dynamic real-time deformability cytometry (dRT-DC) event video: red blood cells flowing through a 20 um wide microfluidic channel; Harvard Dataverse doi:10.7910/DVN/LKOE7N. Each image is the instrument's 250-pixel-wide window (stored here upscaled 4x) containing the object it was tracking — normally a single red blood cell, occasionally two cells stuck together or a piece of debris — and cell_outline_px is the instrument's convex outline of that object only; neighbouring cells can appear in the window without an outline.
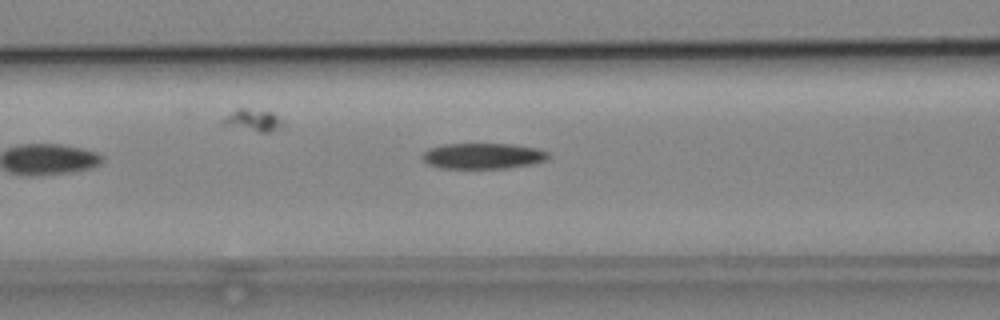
{"species": "common noctule bat (a hibernating species)", "species_latin": "Nyctalus noctula", "temperature_condition": "cold", "stored_images_in_passage": 10, "camera_frame_rate_fps": 3000, "um_per_image_px": 0.085, "animal": {"sex": "male", "body_mass_g": 19.2, "forearm_length_mm": 51.8}, "frame": {"image": 1, "passage_image": 5, "time_ms": 1.333, "image_size_px": [1000, 320], "cell_outline_px": [[552, 156], [548, 160], [532, 164], [508, 168], [440, 168], [428, 164], [420, 156], [428, 148], [444, 144], [512, 144], [536, 148], [548, 152]], "centroid_in_image_um": [41.07, 13.26], "position_along_channel_um": 125.5, "area_um2": 19.07}}